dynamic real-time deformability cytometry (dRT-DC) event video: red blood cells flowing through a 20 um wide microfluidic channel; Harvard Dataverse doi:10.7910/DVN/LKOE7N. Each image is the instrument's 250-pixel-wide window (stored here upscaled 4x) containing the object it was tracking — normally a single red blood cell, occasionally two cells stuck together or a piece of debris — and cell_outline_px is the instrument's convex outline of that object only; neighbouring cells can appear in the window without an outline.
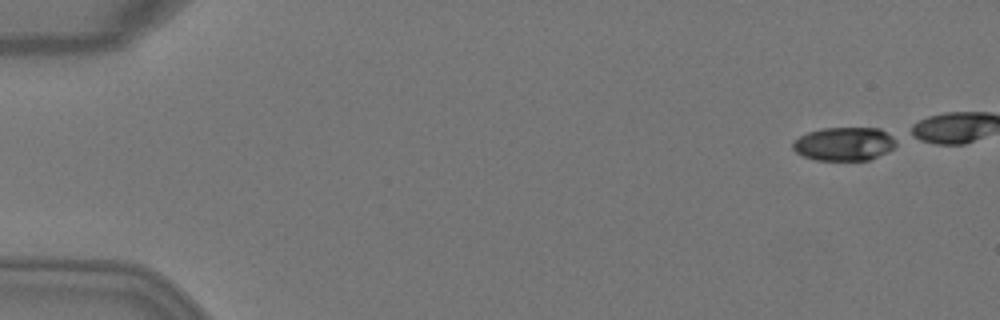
{"species": "Egyptian fruit bat (a non-hibernating species)", "species_latin": "Rousettus aegyptiacus", "temperature_condition": "warm", "stored_images_in_passage": 7, "camera_frame_rate_fps": 3000, "um_per_image_px": 0.085, "animal": {"sex": "female"}, "frame": {"image": 1, "passage_image": 1, "time_ms": 0.0, "image_size_px": [1000, 320], "cell_outline_px": [[896, 144], [888, 152], [868, 160], [816, 160], [804, 156], [796, 152], [792, 148], [792, 144], [800, 136], [808, 132], [820, 128], [880, 128], [892, 136], [896, 140]], "centroid_in_image_um": [71.76, 12.23], "position_along_channel_um": 13.2, "area_um2": 20.11}}